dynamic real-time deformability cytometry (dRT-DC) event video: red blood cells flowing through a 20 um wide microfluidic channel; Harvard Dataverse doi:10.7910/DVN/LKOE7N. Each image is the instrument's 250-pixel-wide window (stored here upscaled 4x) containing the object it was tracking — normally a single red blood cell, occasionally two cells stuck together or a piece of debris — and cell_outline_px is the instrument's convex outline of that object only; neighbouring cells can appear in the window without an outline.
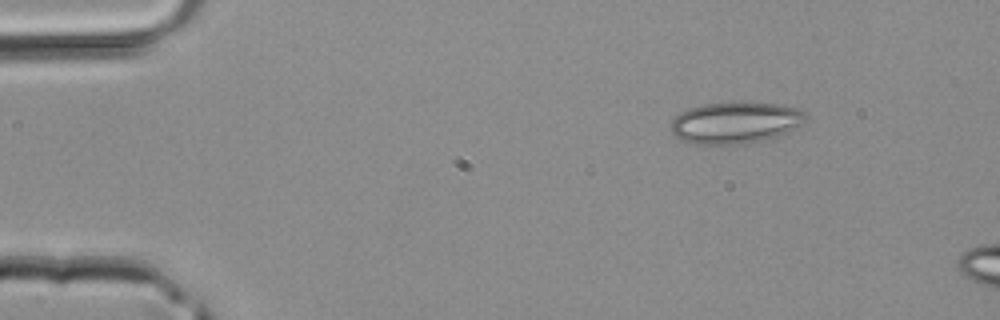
{"species": "common noctule bat (a hibernating species)", "species_latin": "Nyctalus noctula", "temperature_condition": "room temperature", "stored_images_in_passage": 38, "segment_of_instrument_passage": [1, 2], "camera_frame_rate_fps": 3000, "um_per_image_px": 0.085, "animal": {"sex": "male", "body_mass_g": 20.4}, "frame": {"image": 1, "passage_image": 1, "time_ms": 0.0, "image_size_px": [1000, 320], "cell_outline_px": [[808, 116], [800, 124], [776, 136], [764, 140], [744, 144], [696, 144], [684, 140], [676, 136], [672, 132], [672, 120], [680, 112], [688, 108], [704, 104], [740, 100], [744, 100], [780, 104], [800, 108]], "centroid_in_image_um": [62.51, 10.38], "position_along_channel_um": 22.5, "area_um2": 33.0}}
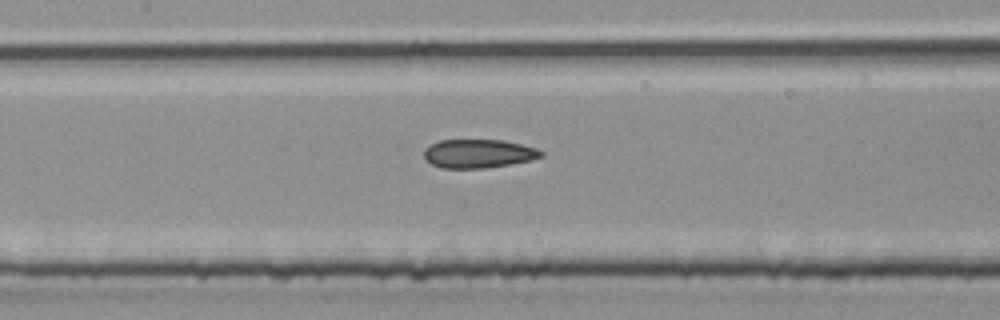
{"frame": {"image": 2, "passage_image": 15, "time_ms": 4.667, "image_size_px": [1000, 320], "cell_outline_px": [[544, 156], [532, 160], [484, 168], [440, 168], [424, 160], [424, 148], [440, 140], [504, 140], [536, 148], [544, 152]], "centroid_in_image_um": [40.66, 13.06], "position_along_channel_um": 166.7, "area_um2": 19.59}}
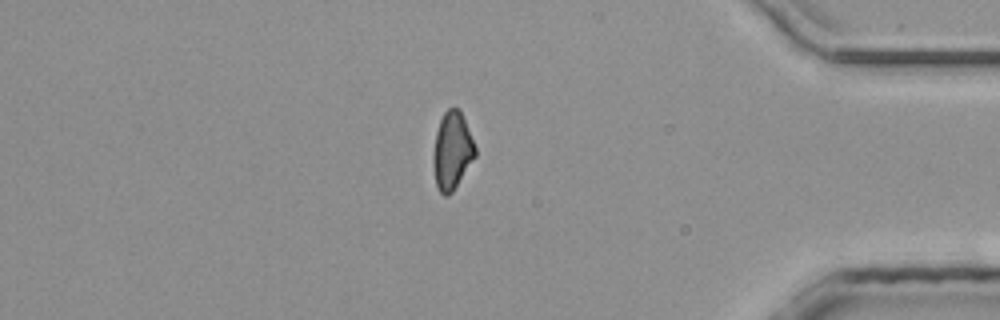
{"frame": {"image": 3, "passage_image": 31, "time_ms": 10.0, "image_size_px": [1000, 320], "cell_outline_px": [[476, 156], [452, 192], [448, 196], [444, 196], [440, 192], [436, 184], [432, 156], [436, 132], [440, 120], [444, 112], [448, 108], [460, 108], [476, 148]], "centroid_in_image_um": [38.43, 12.8], "position_along_channel_um": 396.8, "area_um2": 18.9}}